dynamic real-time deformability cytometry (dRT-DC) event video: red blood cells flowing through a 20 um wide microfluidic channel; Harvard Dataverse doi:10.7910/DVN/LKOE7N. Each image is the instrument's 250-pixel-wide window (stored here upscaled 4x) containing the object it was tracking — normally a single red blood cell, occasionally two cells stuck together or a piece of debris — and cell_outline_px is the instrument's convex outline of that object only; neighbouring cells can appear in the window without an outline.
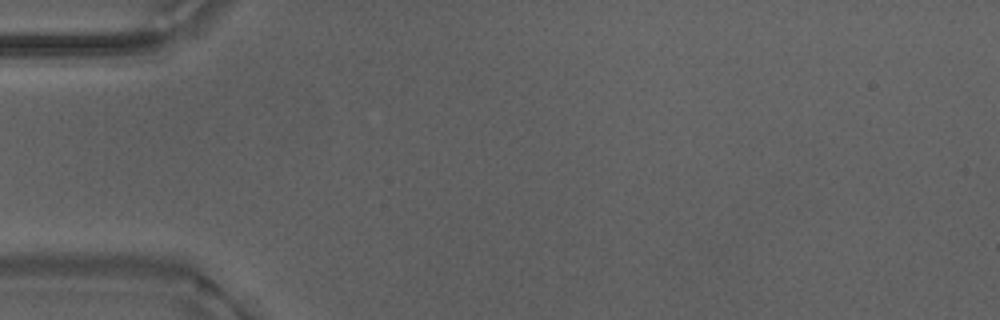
{"species": "Egyptian fruit bat (a non-hibernating species)", "species_latin": "Rousettus aegyptiacus", "temperature_condition": "warm", "stored_images_in_passage": 3, "camera_frame_rate_fps": 3000, "um_per_image_px": 0.085, "animal": {"sex": "male"}, "frame": {"image": 1, "passage_image": 1, "time_ms": 0.0, "image_size_px": [1000, 320], "cell_outline_px": [[160, 264], [60, 264], [12, 260], [28, 252], [152, 252]], "centroid_in_image_um": [7.66, 21.92], "position_along_channel_um": 77.3, "area_um2": 11.33}}